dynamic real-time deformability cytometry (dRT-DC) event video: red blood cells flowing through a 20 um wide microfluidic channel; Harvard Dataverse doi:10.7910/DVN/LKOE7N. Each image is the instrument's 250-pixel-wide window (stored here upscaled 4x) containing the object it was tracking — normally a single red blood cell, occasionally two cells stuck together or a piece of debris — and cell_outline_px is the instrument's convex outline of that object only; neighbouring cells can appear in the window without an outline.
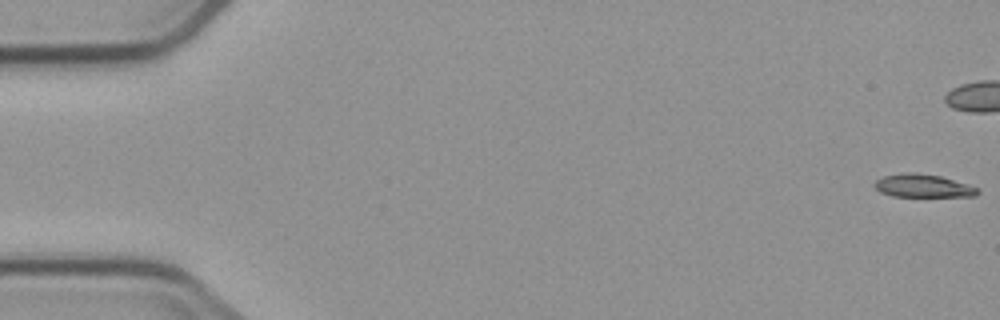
{"species": "common noctule bat (a hibernating species)", "species_latin": "Nyctalus noctula", "temperature_condition": "cold", "stored_images_in_passage": 9, "camera_frame_rate_fps": 3000, "um_per_image_px": 0.085, "animal": {"sex": "male", "body_mass_g": 23.1, "forearm_length_mm": 52.7}, "frame": {"image": 1, "passage_image": 1, "time_ms": 0.0, "image_size_px": [1000, 320], "cell_outline_px": [[980, 192], [976, 196], [892, 196], [880, 192], [872, 184], [876, 180], [884, 176], [908, 172], [912, 172], [940, 176], [968, 184], [976, 188]], "centroid_in_image_um": [78.43, 15.8], "position_along_channel_um": 6.6, "area_um2": 13.7}}